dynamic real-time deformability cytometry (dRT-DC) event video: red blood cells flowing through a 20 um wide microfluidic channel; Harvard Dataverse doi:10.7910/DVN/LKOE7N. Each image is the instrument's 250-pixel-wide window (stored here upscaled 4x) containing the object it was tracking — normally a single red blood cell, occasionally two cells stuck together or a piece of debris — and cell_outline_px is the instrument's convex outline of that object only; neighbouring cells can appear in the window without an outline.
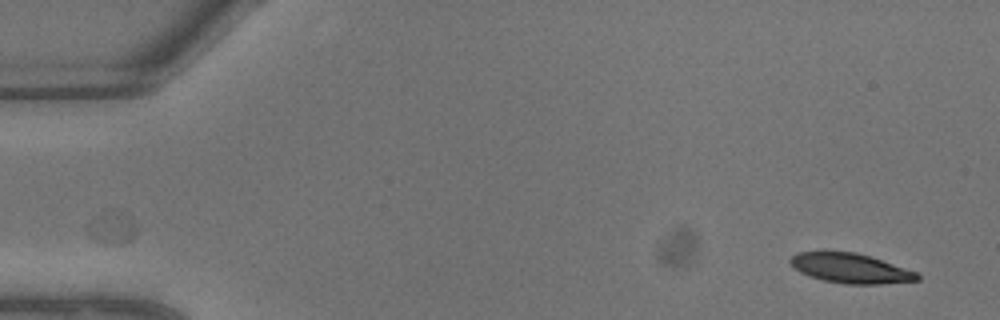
{"species": "common noctule bat (a hibernating species)", "species_latin": "Nyctalus noctula", "temperature_condition": "warm", "stored_images_in_passage": 9, "camera_frame_rate_fps": 3000, "um_per_image_px": 0.085, "animal": {"sex": "male", "body_mass_g": 13.3}, "frame": {"image": 1, "passage_image": 1, "time_ms": 0.0, "image_size_px": [1000, 320], "cell_outline_px": [[920, 280], [880, 284], [848, 284], [824, 280], [808, 276], [800, 272], [788, 260], [792, 256], [800, 252], [856, 252], [872, 256], [916, 272], [920, 276]], "centroid_in_image_um": [72.32, 22.8], "position_along_channel_um": 12.7, "area_um2": 21.79}}
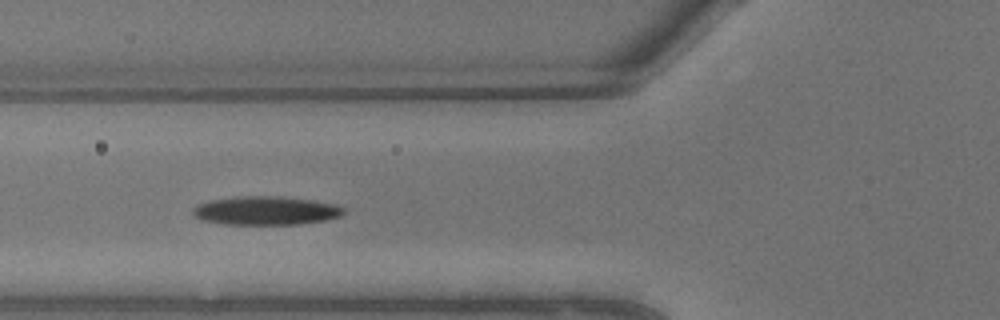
{"frame": {"image": 2, "passage_image": 8, "time_ms": 2.333, "image_size_px": [1000, 320], "cell_outline_px": [[348, 212], [340, 216], [324, 220], [300, 224], [224, 224], [200, 220], [192, 216], [192, 208], [196, 204], [208, 200], [240, 196], [280, 196], [312, 200], [336, 204], [344, 208]], "centroid_in_image_um": [22.56, 17.9], "position_along_channel_um": 103.2, "area_um2": 25.49}}
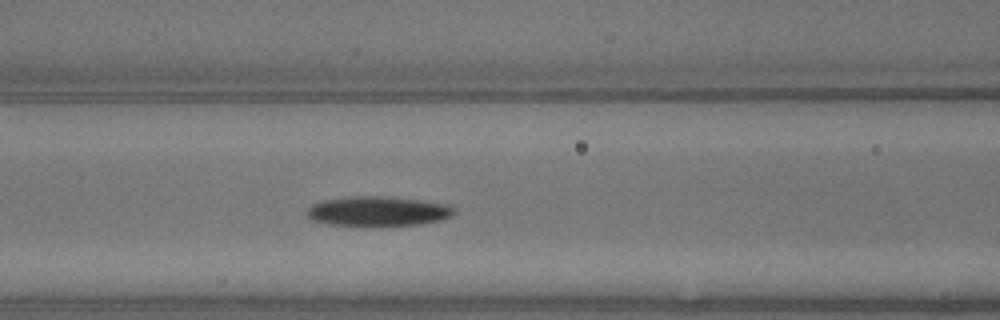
{"frame": {"image": 3, "passage_image": 9, "time_ms": 2.667, "image_size_px": [1000, 320], "cell_outline_px": [[456, 212], [452, 216], [440, 220], [416, 224], [328, 224], [308, 220], [308, 208], [312, 204], [320, 200], [348, 196], [384, 196], [424, 200], [448, 204], [456, 208]], "centroid_in_image_um": [32.13, 17.91], "position_along_channel_um": 134.5, "area_um2": 25.26}}